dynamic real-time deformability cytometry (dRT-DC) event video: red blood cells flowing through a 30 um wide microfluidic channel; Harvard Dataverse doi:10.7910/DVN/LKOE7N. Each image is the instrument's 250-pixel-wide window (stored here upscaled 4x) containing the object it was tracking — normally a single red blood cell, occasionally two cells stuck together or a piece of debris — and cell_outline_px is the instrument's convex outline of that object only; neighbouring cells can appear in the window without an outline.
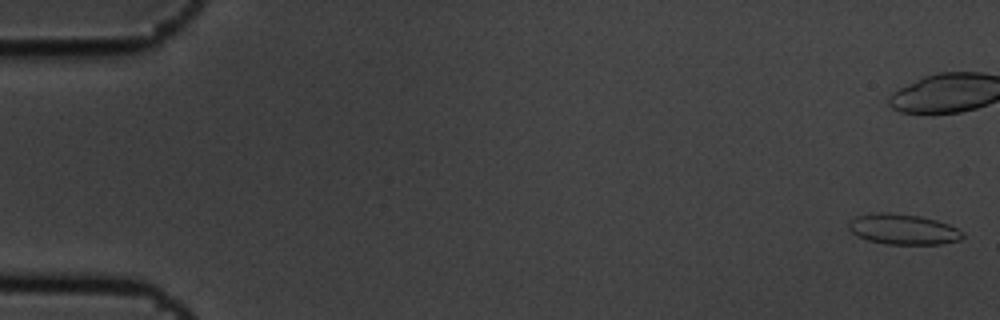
{"species": "common noctule bat (a hibernating species)", "species_latin": "Nyctalus noctula", "temperature_condition": "cold", "stored_images_in_passage": 11, "camera_frame_rate_fps": 3000, "um_per_image_px": 0.085, "animal": {"sex": "male", "body_mass_g": 19.5, "forearm_length_mm": 54.6}, "frame": {"image": 1, "passage_image": 1, "time_ms": 0.0, "image_size_px": [1000, 320], "cell_outline_px": [[964, 236], [960, 240], [940, 244], [888, 244], [868, 240], [852, 232], [848, 228], [848, 220], [856, 216], [876, 212], [888, 212], [920, 216], [936, 220], [948, 224], [964, 232]], "centroid_in_image_um": [76.76, 19.48], "position_along_channel_um": 8.2, "area_um2": 20.23}}